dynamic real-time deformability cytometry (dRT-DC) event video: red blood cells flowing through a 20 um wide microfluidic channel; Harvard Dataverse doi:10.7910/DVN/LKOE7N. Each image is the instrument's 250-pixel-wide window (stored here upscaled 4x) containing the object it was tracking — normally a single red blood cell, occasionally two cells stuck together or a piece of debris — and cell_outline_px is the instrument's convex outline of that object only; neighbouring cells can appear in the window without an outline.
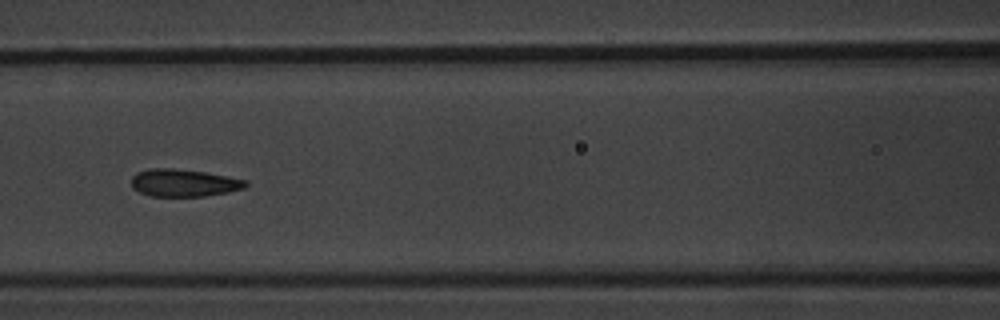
{"species": "common noctule bat (a hibernating species)", "species_latin": "Nyctalus noctula", "temperature_condition": "warm", "stored_images_in_passage": 8, "camera_frame_rate_fps": 3000, "um_per_image_px": 0.085, "animal": {"sex": "male", "body_mass_g": 20.1, "forearm_length_mm": 53.5}, "frame": {"image": 1, "passage_image": 5, "time_ms": 5.667, "image_size_px": [1000, 320], "cell_outline_px": [[248, 184], [244, 188], [228, 192], [204, 196], [148, 196], [132, 188], [132, 176], [136, 172], [148, 168], [172, 168], [204, 172], [248, 180]], "centroid_in_image_um": [15.6, 15.54], "position_along_channel_um": 151.0, "area_um2": 18.32}}
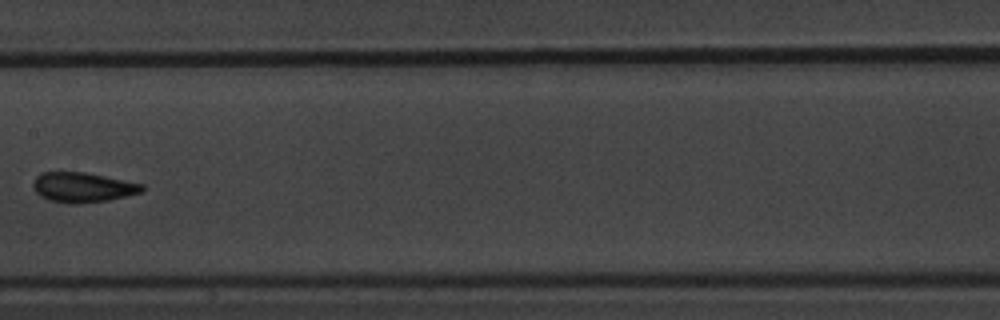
{"frame": {"image": 2, "passage_image": 6, "time_ms": 7.0, "image_size_px": [1000, 320], "cell_outline_px": [[144, 188], [140, 192], [108, 200], [76, 204], [68, 204], [48, 200], [40, 196], [36, 192], [32, 184], [36, 176], [40, 172], [84, 172], [144, 184]], "centroid_in_image_um": [6.98, 15.92], "position_along_channel_um": 200.4, "area_um2": 18.9}}
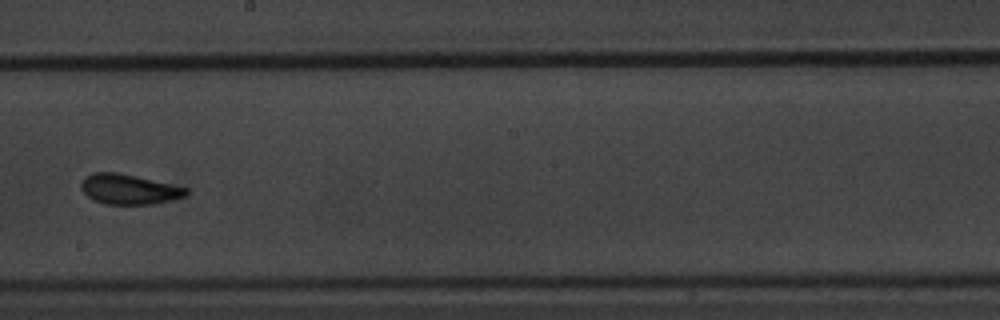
{"frame": {"image": 3, "passage_image": 7, "time_ms": 8.0, "image_size_px": [1000, 320], "cell_outline_px": [[188, 192], [184, 196], [152, 204], [104, 204], [92, 200], [80, 188], [80, 184], [84, 176], [92, 172], [116, 172], [136, 176], [188, 188]], "centroid_in_image_um": [10.89, 16.08], "position_along_channel_um": 237.3, "area_um2": 18.32}}